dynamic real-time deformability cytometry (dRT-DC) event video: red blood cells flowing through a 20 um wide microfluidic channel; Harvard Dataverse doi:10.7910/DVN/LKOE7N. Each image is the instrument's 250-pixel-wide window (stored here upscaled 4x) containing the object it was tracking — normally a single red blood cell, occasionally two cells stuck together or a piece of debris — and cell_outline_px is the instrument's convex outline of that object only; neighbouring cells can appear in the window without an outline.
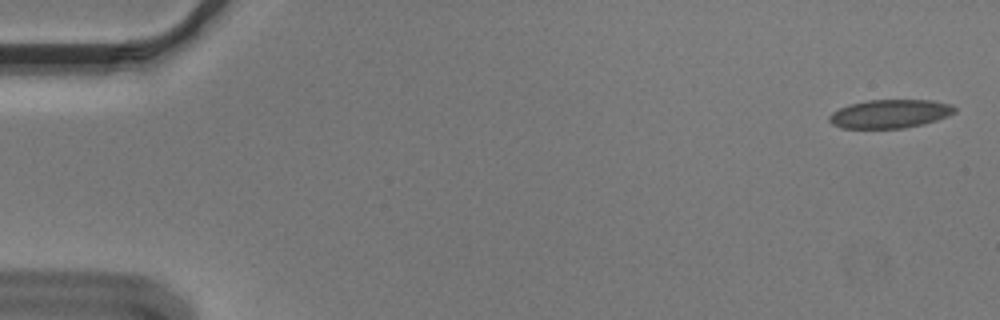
{"species": "Egyptian fruit bat (a non-hibernating species)", "species_latin": "Rousettus aegyptiacus", "temperature_condition": "cold", "stored_images_in_passage": 28, "camera_frame_rate_fps": 3000, "um_per_image_px": 0.085, "animal": {"sex": "male"}, "frame": {"image": 1, "passage_image": 2, "time_ms": 0.333, "image_size_px": [1000, 320], "cell_outline_px": [[956, 112], [948, 116], [924, 124], [904, 128], [840, 128], [832, 124], [828, 120], [828, 116], [832, 112], [848, 104], [868, 100], [932, 100], [952, 104], [956, 108]], "centroid_in_image_um": [75.64, 9.67], "position_along_channel_um": 9.4, "area_um2": 21.04}}
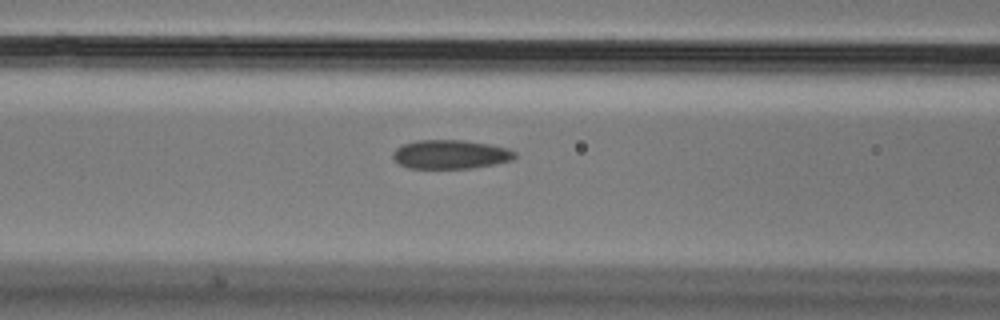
{"frame": {"image": 2, "passage_image": 23, "time_ms": 7.333, "image_size_px": [1000, 320], "cell_outline_px": [[516, 156], [512, 160], [496, 164], [472, 168], [408, 168], [400, 164], [392, 156], [392, 152], [396, 148], [404, 144], [416, 140], [464, 140], [488, 144], [508, 148], [516, 152]], "centroid_in_image_um": [38.31, 13.12], "position_along_channel_um": 128.3, "area_um2": 20.58}}
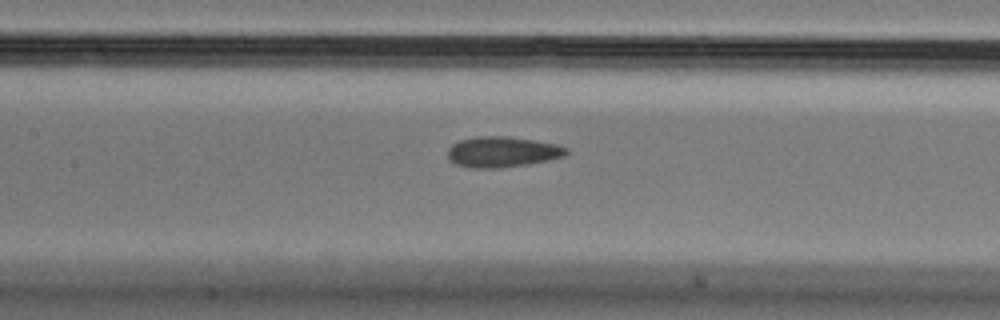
{"frame": {"image": 3, "passage_image": 26, "time_ms": 8.333, "image_size_px": [1000, 320], "cell_outline_px": [[568, 152], [564, 156], [548, 160], [528, 164], [500, 168], [468, 168], [456, 164], [448, 160], [448, 148], [452, 144], [460, 140], [476, 136], [508, 136], [556, 144], [568, 148]], "centroid_in_image_um": [42.66, 12.91], "position_along_channel_um": 164.7, "area_um2": 21.27}}